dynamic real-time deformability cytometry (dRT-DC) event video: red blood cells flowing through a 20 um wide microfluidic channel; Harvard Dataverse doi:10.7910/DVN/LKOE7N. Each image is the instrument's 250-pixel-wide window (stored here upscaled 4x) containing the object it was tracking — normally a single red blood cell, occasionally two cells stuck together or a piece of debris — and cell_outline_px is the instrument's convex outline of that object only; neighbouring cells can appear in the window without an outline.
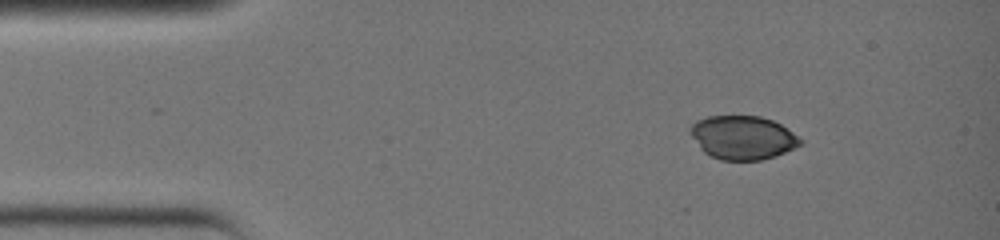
{"species": "common noctule bat (a hibernating species)", "species_latin": "Nyctalus noctula", "temperature_condition": "warm", "stored_images_in_passage": 2, "camera_frame_rate_fps": 3000, "um_per_image_px": 0.085, "animal": {"sex": "female", "body_mass_g": 19.0, "forearm_length_mm": 51.5}, "frame": {"image": 1, "passage_image": 1, "time_ms": 0.0, "image_size_px": [1000, 240], "cell_outline_px": [[804, 144], [776, 156], [760, 160], [720, 160], [704, 152], [700, 148], [692, 136], [692, 124], [696, 120], [708, 116], [760, 116], [772, 120], [780, 124], [804, 140]], "centroid_in_image_um": [63.17, 11.7], "position_along_channel_um": 21.8, "area_um2": 27.92}}